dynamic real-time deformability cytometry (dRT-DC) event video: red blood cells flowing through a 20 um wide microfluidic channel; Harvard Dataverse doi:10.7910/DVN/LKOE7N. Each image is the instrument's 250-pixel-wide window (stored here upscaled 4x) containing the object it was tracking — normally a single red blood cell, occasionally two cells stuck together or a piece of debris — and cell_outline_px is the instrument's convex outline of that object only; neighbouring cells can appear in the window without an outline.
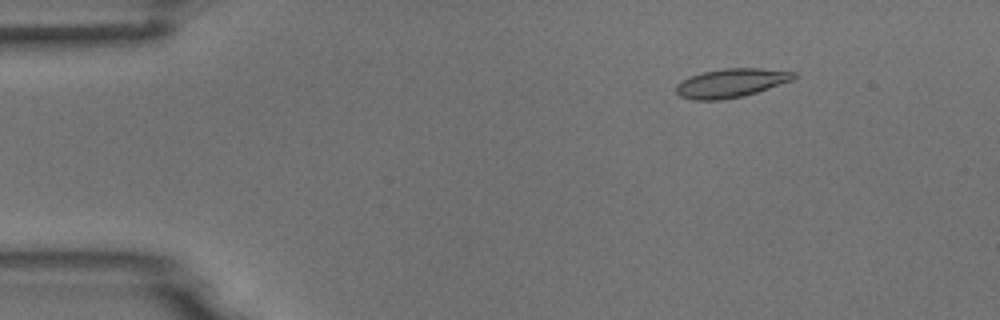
{"species": "common noctule bat (a hibernating species)", "species_latin": "Nyctalus noctula", "temperature_condition": "room temperature", "stored_images_in_passage": 4, "camera_frame_rate_fps": 3000, "um_per_image_px": 0.085, "animal": {"sex": "male", "body_mass_g": 18.8}, "frame": {"image": 1, "passage_image": 1, "time_ms": 0.0, "image_size_px": [1000, 320], "cell_outline_px": [[796, 80], [744, 96], [720, 100], [692, 100], [680, 96], [676, 92], [676, 84], [680, 80], [688, 76], [704, 72], [724, 68], [760, 68], [796, 72]], "centroid_in_image_um": [62.15, 7.05], "position_along_channel_um": 22.8, "area_um2": 20.06}}
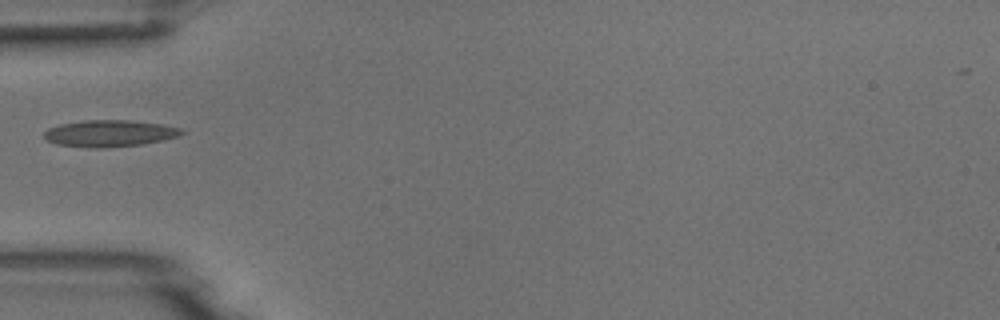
{"frame": {"image": 2, "passage_image": 4, "time_ms": 3.333, "image_size_px": [1000, 320], "cell_outline_px": [[184, 132], [180, 136], [164, 140], [140, 144], [92, 148], [56, 144], [48, 140], [44, 136], [44, 132], [48, 128], [60, 124], [84, 120], [132, 120], [160, 124], [180, 128]], "centroid_in_image_um": [9.31, 11.32], "position_along_channel_um": 75.7, "area_um2": 21.15}}